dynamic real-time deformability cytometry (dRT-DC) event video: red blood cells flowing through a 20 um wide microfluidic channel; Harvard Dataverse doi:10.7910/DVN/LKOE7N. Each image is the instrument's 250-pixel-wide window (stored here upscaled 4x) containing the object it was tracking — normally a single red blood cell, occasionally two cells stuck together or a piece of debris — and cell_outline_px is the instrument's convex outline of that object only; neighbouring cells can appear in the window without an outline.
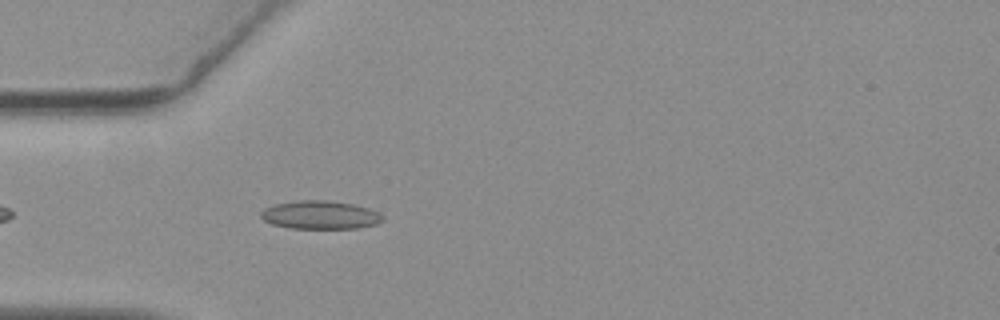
{"species": "common noctule bat (a hibernating species)", "species_latin": "Nyctalus noctula", "temperature_condition": "warm", "stored_images_in_passage": 19, "camera_frame_rate_fps": 3000, "um_per_image_px": 0.085, "animal": {"sex": "female", "body_mass_g": 19.3, "forearm_length_mm": 54.1}, "frame": {"image": 1, "passage_image": 5, "time_ms": 1.333, "image_size_px": [1000, 320], "cell_outline_px": [[384, 220], [376, 224], [360, 228], [292, 228], [272, 224], [264, 220], [260, 216], [260, 212], [264, 208], [272, 204], [296, 200], [328, 200], [352, 204], [368, 208], [384, 216]], "centroid_in_image_um": [27.19, 18.26], "position_along_channel_um": 57.8, "area_um2": 20.17}}
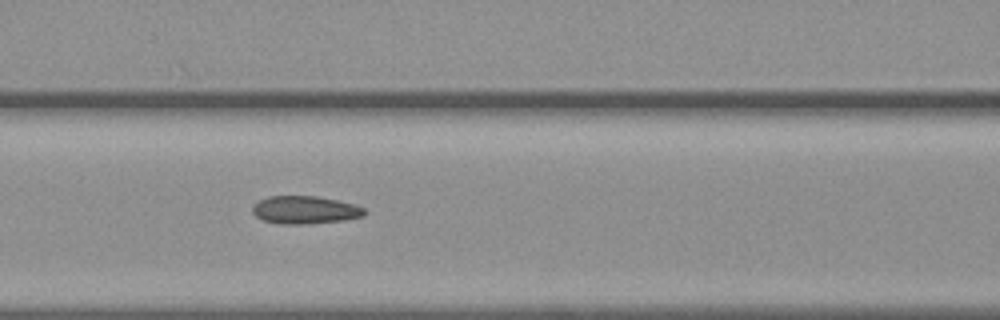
{"frame": {"image": 2, "passage_image": 12, "time_ms": 3.667, "image_size_px": [1000, 320], "cell_outline_px": [[368, 212], [364, 216], [344, 220], [308, 224], [280, 224], [264, 220], [256, 216], [252, 212], [252, 208], [260, 200], [268, 196], [316, 196], [336, 200], [352, 204], [364, 208]], "centroid_in_image_um": [25.94, 17.85], "position_along_channel_um": 140.7, "area_um2": 18.09}}
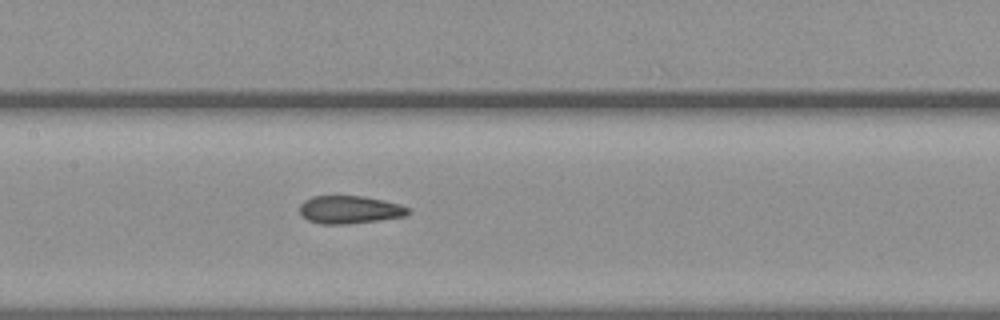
{"frame": {"image": 3, "passage_image": 15, "time_ms": 4.667, "image_size_px": [1000, 320], "cell_outline_px": [[408, 212], [404, 216], [380, 220], [348, 224], [320, 224], [308, 220], [300, 212], [300, 204], [304, 200], [312, 196], [364, 196], [384, 200], [400, 204], [408, 208]], "centroid_in_image_um": [29.7, 17.82], "position_along_channel_um": 177.7, "area_um2": 17.57}}